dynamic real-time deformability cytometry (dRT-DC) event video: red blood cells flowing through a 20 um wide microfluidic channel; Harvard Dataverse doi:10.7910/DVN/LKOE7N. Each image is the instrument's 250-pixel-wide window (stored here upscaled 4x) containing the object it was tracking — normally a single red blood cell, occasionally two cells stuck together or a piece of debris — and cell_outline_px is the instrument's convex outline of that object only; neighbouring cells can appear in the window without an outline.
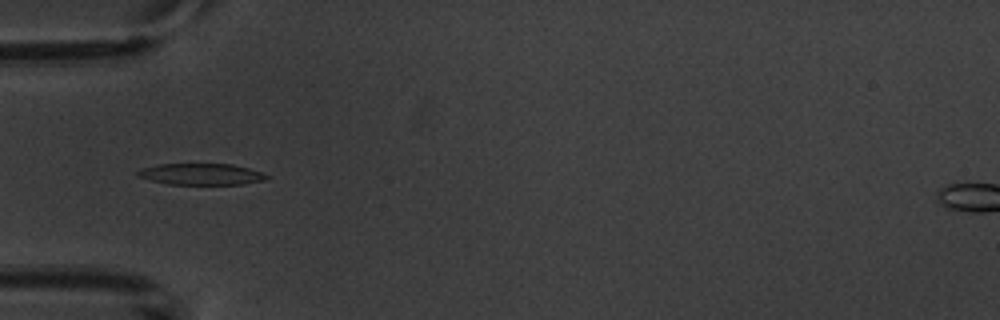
{"species": "common noctule bat (a hibernating species)", "species_latin": "Nyctalus noctula", "temperature_condition": "warm", "stored_images_in_passage": 6, "camera_frame_rate_fps": 3000, "um_per_image_px": 0.085, "animal": {"sex": "male", "body_mass_g": 20.1, "forearm_length_mm": 53.5}, "frame": {"image": 1, "passage_image": 5, "time_ms": 4.667, "image_size_px": [1000, 320], "cell_outline_px": [[272, 176], [264, 180], [244, 184], [168, 184], [136, 176], [136, 172], [140, 168], [160, 164], [232, 164], [248, 168]], "centroid_in_image_um": [17.1, 14.8], "position_along_channel_um": 67.9, "area_um2": 16.01}}
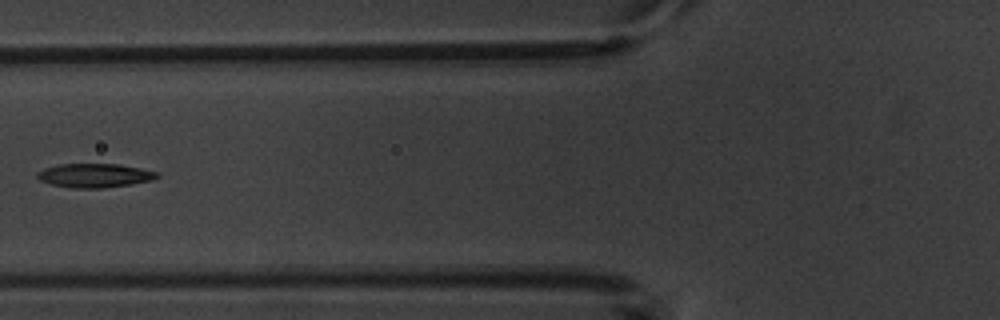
{"frame": {"image": 2, "passage_image": 6, "time_ms": 6.0, "image_size_px": [1000, 320], "cell_outline_px": [[160, 176], [152, 180], [132, 184], [104, 188], [72, 188], [52, 184], [40, 180], [36, 176], [36, 172], [44, 168], [60, 164], [116, 164], [140, 168], [160, 172]], "centroid_in_image_um": [8.06, 14.92], "position_along_channel_um": 117.7, "area_um2": 16.76}}